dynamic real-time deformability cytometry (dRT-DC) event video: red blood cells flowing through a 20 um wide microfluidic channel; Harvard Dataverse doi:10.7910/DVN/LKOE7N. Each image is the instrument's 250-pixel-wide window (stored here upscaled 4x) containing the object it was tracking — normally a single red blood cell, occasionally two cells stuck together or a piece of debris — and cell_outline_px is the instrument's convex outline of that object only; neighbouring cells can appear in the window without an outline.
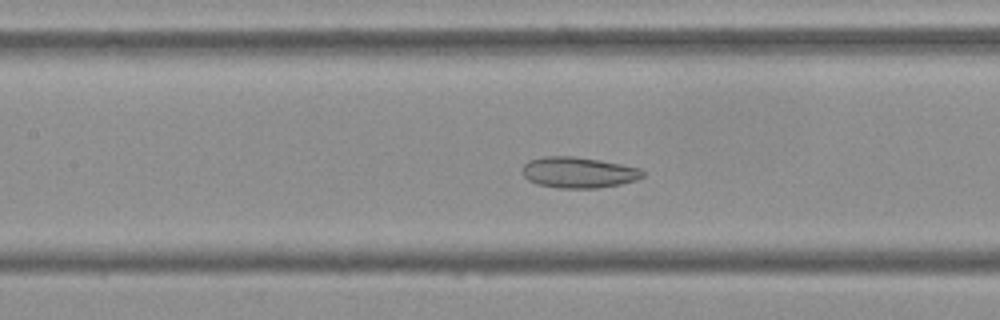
{"species": "Egyptian fruit bat (a non-hibernating species)", "species_latin": "Rousettus aegyptiacus", "temperature_condition": "cold", "stored_images_in_passage": 54, "camera_frame_rate_fps": 3000, "um_per_image_px": 0.085, "frame": {"image": 1, "passage_image": 24, "time_ms": 7.667, "image_size_px": [1000, 320], "cell_outline_px": [[644, 176], [636, 180], [620, 184], [596, 188], [560, 188], [536, 184], [528, 180], [524, 176], [524, 164], [528, 160], [544, 156], [576, 156], [600, 160], [640, 168], [644, 172]], "centroid_in_image_um": [49.17, 14.65], "position_along_channel_um": 158.2, "area_um2": 21.68}}
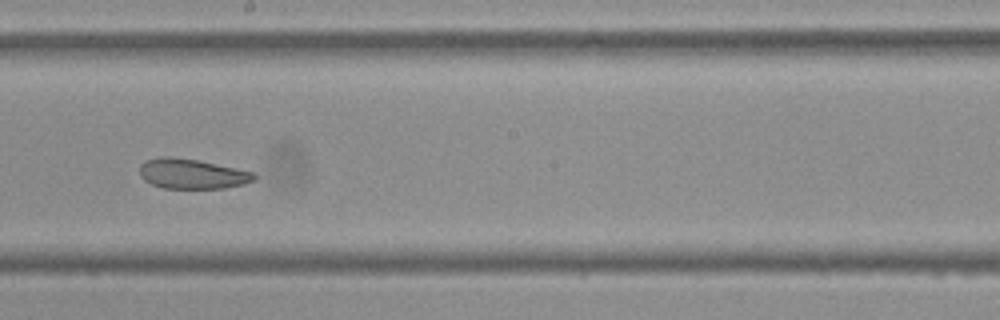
{"frame": {"image": 2, "passage_image": 30, "time_ms": 9.667, "image_size_px": [1000, 320], "cell_outline_px": [[256, 180], [244, 184], [224, 188], [164, 188], [152, 184], [144, 180], [140, 176], [140, 164], [144, 160], [160, 156], [172, 156], [196, 160], [236, 168], [252, 172], [256, 176]], "centroid_in_image_um": [16.29, 14.77], "position_along_channel_um": 231.9, "area_um2": 20.0}}
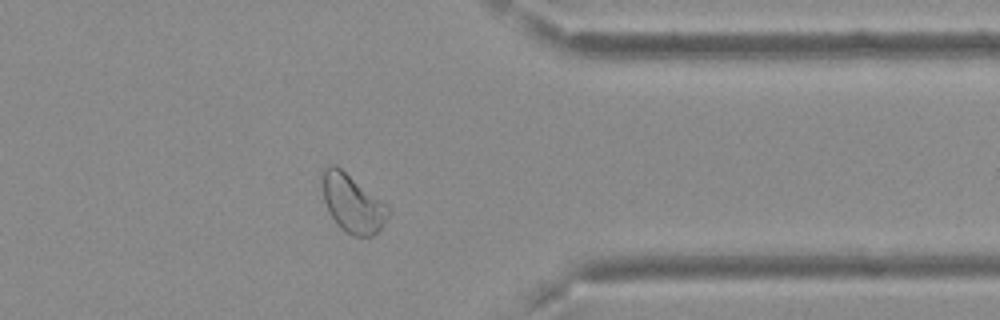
{"frame": {"image": 3, "passage_image": 43, "time_ms": 14.0, "image_size_px": [1000, 320], "cell_outline_px": [[392, 212], [384, 224], [372, 236], [352, 236], [340, 228], [336, 224], [324, 200], [320, 184], [320, 172], [328, 164], [336, 164], [388, 204]], "centroid_in_image_um": [29.95, 17.24], "position_along_channel_um": 381.4, "area_um2": 22.89}, "authors_computed_cell_mechanics": {"area_um2": 24.4783, "velocity_mm_per_s": 3.6936, "shape_relaxation_time_tau1_ms": null, "shape_relaxation_time_tau2_ms": 2.5733, "deformation_change_tau1": null, "deformation_change_tau2": 0.0844}}